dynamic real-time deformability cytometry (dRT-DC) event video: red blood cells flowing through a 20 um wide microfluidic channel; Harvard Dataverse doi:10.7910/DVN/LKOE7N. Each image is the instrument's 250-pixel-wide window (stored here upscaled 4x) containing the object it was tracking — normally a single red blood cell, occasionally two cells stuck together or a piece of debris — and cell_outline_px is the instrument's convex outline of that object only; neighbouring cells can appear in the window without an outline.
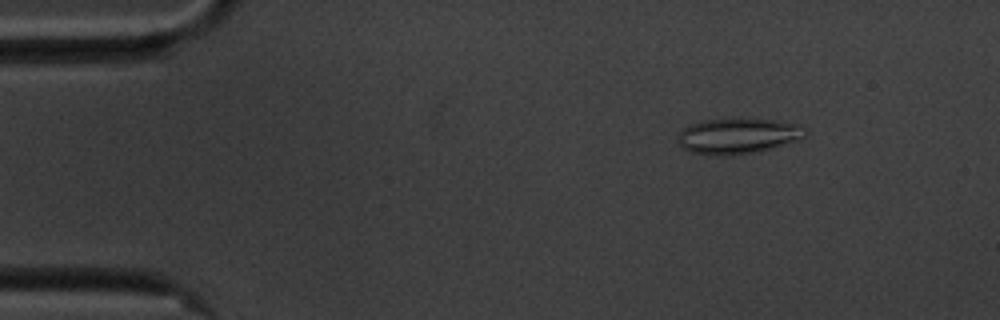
{"species": "common noctule bat (a hibernating species)", "species_latin": "Nyctalus noctula", "temperature_condition": "cold", "stored_images_in_passage": 53, "camera_frame_rate_fps": 3000, "um_per_image_px": 0.085, "animal": {"sex": "male", "body_mass_g": 20.1, "forearm_length_mm": 53.5}, "frame": {"image": 1, "passage_image": 4, "time_ms": 1.0, "image_size_px": [1000, 320], "cell_outline_px": [[808, 136], [796, 140], [768, 148], [752, 152], [732, 156], [712, 156], [692, 152], [680, 148], [676, 136], [688, 124], [704, 120], [732, 116], [740, 116], [776, 120], [792, 124], [808, 132]], "centroid_in_image_um": [62.61, 11.52], "position_along_channel_um": 22.4, "area_um2": 27.05}}
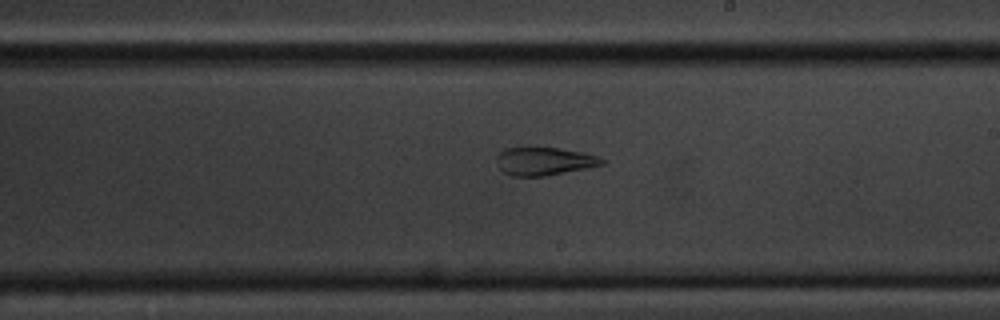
{"frame": {"image": 2, "passage_image": 29, "time_ms": 9.333, "image_size_px": [1000, 320], "cell_outline_px": [[604, 164], [544, 176], [512, 176], [504, 172], [500, 168], [496, 160], [500, 152], [504, 148], [560, 148], [584, 152], [596, 156], [604, 160]], "centroid_in_image_um": [46.24, 13.7], "position_along_channel_um": 242.8, "area_um2": 16.88}}
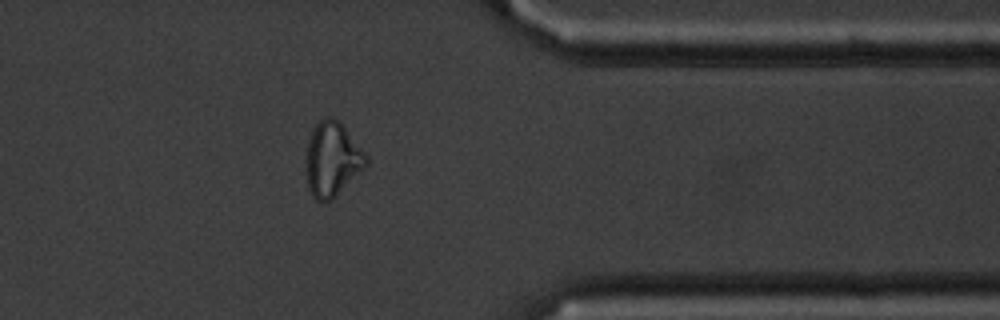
{"frame": {"image": 3, "passage_image": 42, "time_ms": 13.667, "image_size_px": [1000, 320], "cell_outline_px": [[368, 164], [332, 200], [324, 204], [316, 200], [312, 196], [308, 188], [304, 168], [304, 160], [308, 140], [312, 128], [324, 116], [328, 116], [344, 124], [368, 156]], "centroid_in_image_um": [28.21, 13.54], "position_along_channel_um": 383.2, "area_um2": 26.82}, "authors_computed_cell_mechanics": {"area_um2": 22.5998, "velocity_mm_per_s": 3.5252, "shape_relaxation_time_tau1_ms": null, "shape_relaxation_time_tau2_ms": 2.242, "deformation_change_tau1": null, "deformation_change_tau2": 0.108}}